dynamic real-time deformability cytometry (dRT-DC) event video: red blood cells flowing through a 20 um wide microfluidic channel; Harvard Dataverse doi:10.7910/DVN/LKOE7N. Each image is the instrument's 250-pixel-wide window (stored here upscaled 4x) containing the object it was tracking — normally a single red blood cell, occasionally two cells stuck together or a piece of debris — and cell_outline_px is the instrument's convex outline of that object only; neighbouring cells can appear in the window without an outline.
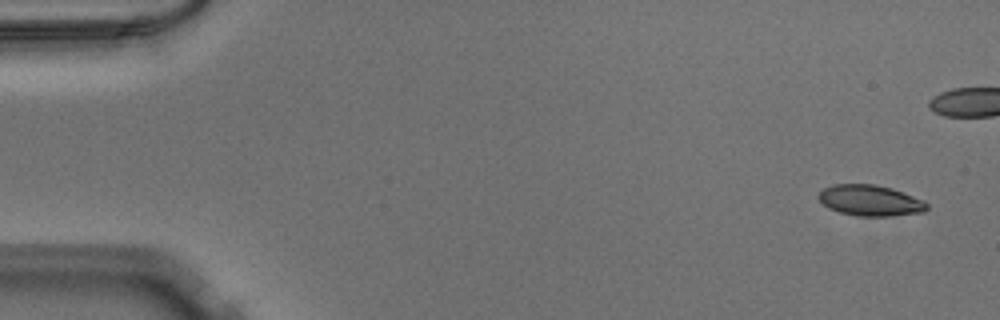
{"species": "Egyptian fruit bat (a non-hibernating species)", "species_latin": "Rousettus aegyptiacus", "temperature_condition": "warm", "stored_images_in_passage": 51, "camera_frame_rate_fps": 3000, "um_per_image_px": 0.085, "animal": {"sex": "male"}, "frame": {"image": 1, "passage_image": 1, "time_ms": 0.0, "image_size_px": [1000, 320], "cell_outline_px": [[928, 208], [924, 212], [888, 216], [860, 216], [840, 212], [828, 208], [816, 196], [824, 188], [832, 184], [876, 184], [892, 188], [924, 200], [928, 204]], "centroid_in_image_um": [73.97, 17.03], "position_along_channel_um": 11.0, "area_um2": 19.54}}
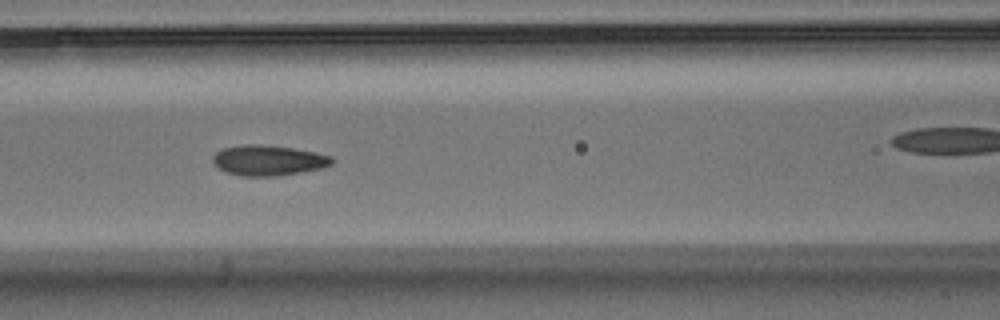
{"frame": {"image": 2, "passage_image": 21, "time_ms": 6.667, "image_size_px": [1000, 320], "cell_outline_px": [[332, 164], [324, 168], [280, 176], [244, 176], [228, 172], [216, 168], [212, 164], [212, 156], [216, 152], [224, 148], [244, 144], [260, 144], [292, 148], [316, 152], [332, 156]], "centroid_in_image_um": [22.8, 13.63], "position_along_channel_um": 143.8, "area_um2": 21.27}}
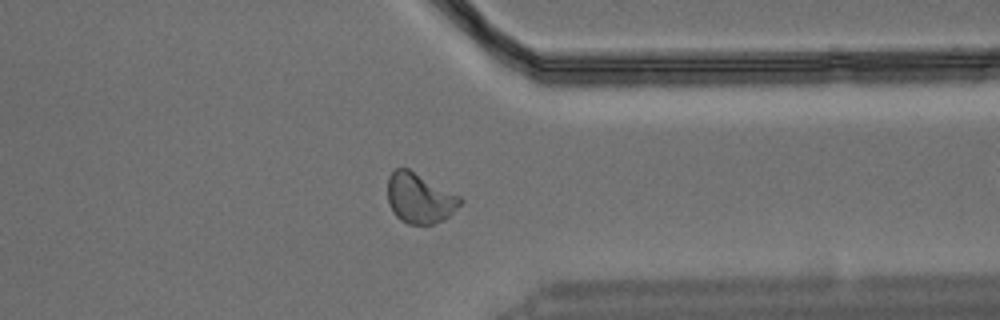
{"frame": {"image": 3, "passage_image": 39, "time_ms": 12.667, "image_size_px": [1000, 320], "cell_outline_px": [[464, 200], [444, 220], [432, 224], [408, 224], [400, 220], [392, 212], [388, 204], [388, 176], [396, 168], [408, 168], [460, 196]], "centroid_in_image_um": [35.64, 16.85], "position_along_channel_um": 375.8, "area_um2": 21.15}}